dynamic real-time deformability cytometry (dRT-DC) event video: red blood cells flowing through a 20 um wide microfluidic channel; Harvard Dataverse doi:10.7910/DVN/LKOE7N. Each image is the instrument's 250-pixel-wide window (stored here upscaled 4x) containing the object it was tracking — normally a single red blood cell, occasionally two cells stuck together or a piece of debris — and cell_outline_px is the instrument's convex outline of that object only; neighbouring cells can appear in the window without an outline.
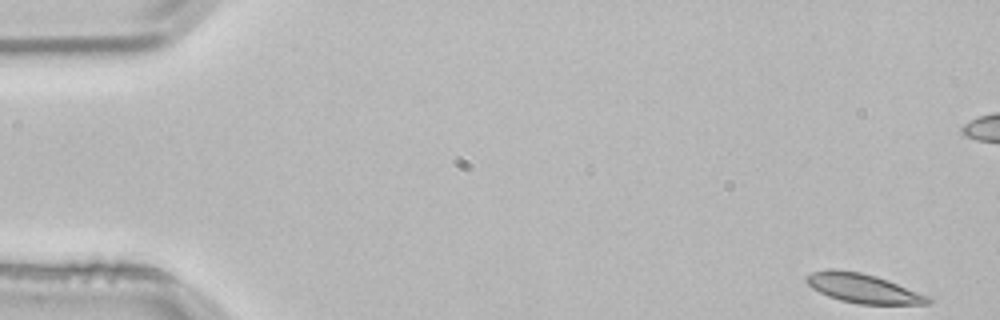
{"species": "common noctule bat (a hibernating species)", "species_latin": "Nyctalus noctula", "temperature_condition": "room temperature", "stored_images_in_passage": 5, "camera_frame_rate_fps": 3000, "um_per_image_px": 0.085, "animal": {"sex": "male", "body_mass_g": 21.5, "forearm_length_mm": 52.0}, "frame": {"image": 1, "passage_image": 1, "time_ms": 0.0, "image_size_px": [1000, 320], "cell_outline_px": [[932, 300], [928, 304], [860, 304], [840, 300], [828, 296], [812, 288], [804, 280], [804, 276], [812, 272], [828, 268], [836, 268], [860, 272], [876, 276], [888, 280], [928, 296]], "centroid_in_image_um": [73.3, 24.49], "position_along_channel_um": 11.7, "area_um2": 20.75}}
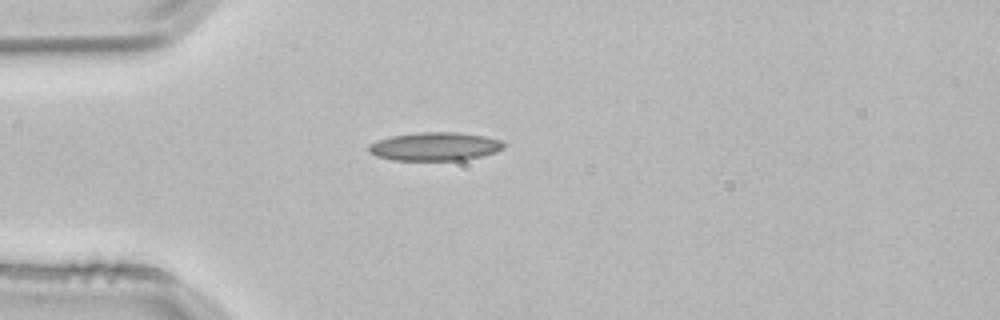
{"frame": {"image": 2, "passage_image": 5, "time_ms": 1.333, "image_size_px": [1000, 320], "cell_outline_px": [[508, 144], [504, 148], [496, 152], [464, 160], [392, 160], [376, 156], [368, 152], [368, 144], [392, 136], [420, 132], [456, 132], [484, 136], [500, 140]], "centroid_in_image_um": [36.99, 12.45], "position_along_channel_um": 48.0, "area_um2": 22.37}}